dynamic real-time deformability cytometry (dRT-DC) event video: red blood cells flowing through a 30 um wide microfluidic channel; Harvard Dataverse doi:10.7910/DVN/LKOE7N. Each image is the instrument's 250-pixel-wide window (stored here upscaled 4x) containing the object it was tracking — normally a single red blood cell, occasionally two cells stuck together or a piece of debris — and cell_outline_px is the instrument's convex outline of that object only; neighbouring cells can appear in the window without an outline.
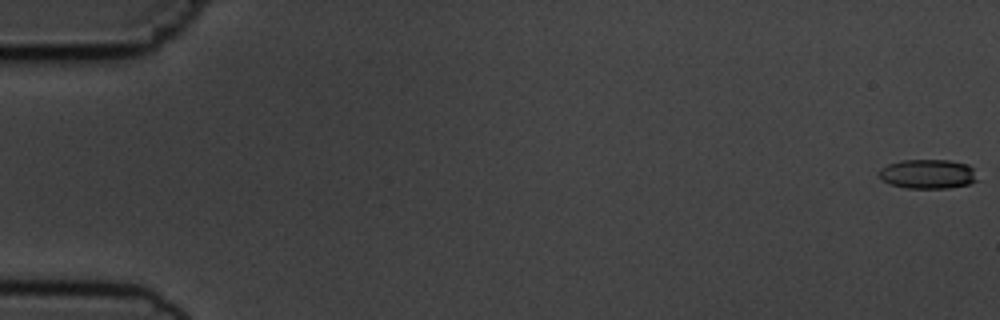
{"species": "common noctule bat (a hibernating species)", "species_latin": "Nyctalus noctula", "temperature_condition": "cold", "stored_images_in_passage": 7, "camera_frame_rate_fps": 3000, "um_per_image_px": 0.085, "animal": {"sex": "male", "body_mass_g": 19.5, "forearm_length_mm": 54.6}, "frame": {"image": 1, "passage_image": 1, "time_ms": 0.0, "image_size_px": [1000, 320], "cell_outline_px": [[980, 180], [968, 184], [948, 188], [904, 188], [888, 184], [880, 176], [880, 168], [888, 164], [904, 160], [948, 160], [968, 164], [972, 168]], "centroid_in_image_um": [78.89, 14.79], "position_along_channel_um": 6.1, "area_um2": 16.88}}
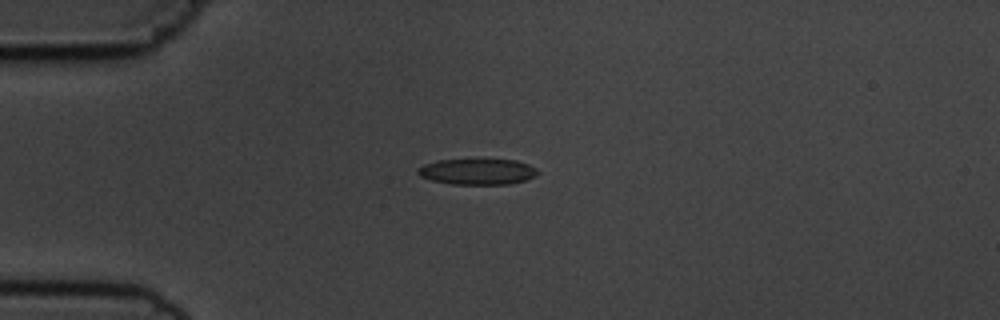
{"frame": {"image": 2, "passage_image": 5, "time_ms": 4.667, "image_size_px": [1000, 320], "cell_outline_px": [[540, 172], [536, 176], [528, 180], [508, 184], [452, 184], [432, 180], [420, 176], [416, 172], [416, 168], [424, 164], [436, 160], [516, 160], [528, 164], [536, 168]], "centroid_in_image_um": [40.59, 14.59], "position_along_channel_um": 44.4, "area_um2": 18.15}}
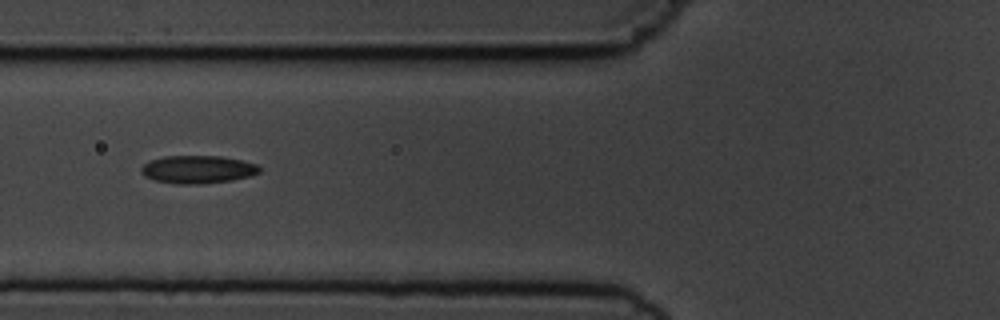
{"frame": {"image": 3, "passage_image": 7, "time_ms": 7.0, "image_size_px": [1000, 320], "cell_outline_px": [[260, 172], [252, 176], [232, 180], [200, 184], [172, 184], [152, 180], [144, 176], [140, 172], [140, 168], [148, 160], [164, 156], [220, 156], [240, 160], [256, 164], [260, 168]], "centroid_in_image_um": [16.75, 14.41], "position_along_channel_um": 109.0, "area_um2": 19.48}}